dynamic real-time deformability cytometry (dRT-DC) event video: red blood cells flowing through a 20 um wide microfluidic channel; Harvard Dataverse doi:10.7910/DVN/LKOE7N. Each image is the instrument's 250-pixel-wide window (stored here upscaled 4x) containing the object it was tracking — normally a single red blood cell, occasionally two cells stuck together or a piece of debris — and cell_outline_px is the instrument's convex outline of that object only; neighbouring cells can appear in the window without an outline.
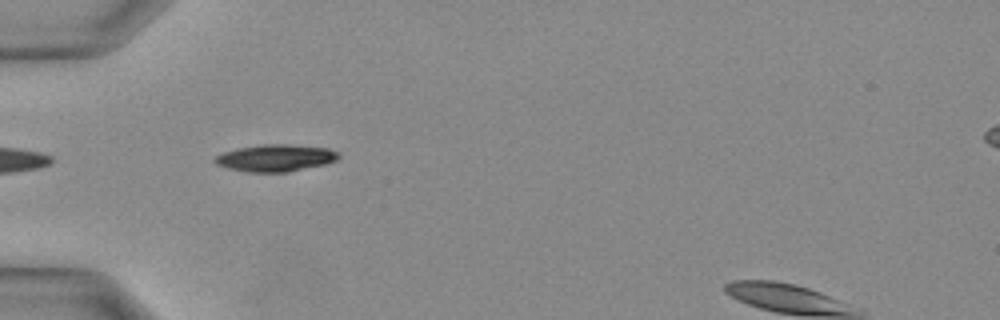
{"species": "Egyptian fruit bat (a non-hibernating species)", "species_latin": "Rousettus aegyptiacus", "temperature_condition": "warm", "stored_images_in_passage": 24, "camera_frame_rate_fps": 3000, "um_per_image_px": 0.085, "animal": {"sex": "female"}, "frame": {"image": 1, "passage_image": 4, "time_ms": 1.0, "image_size_px": [1000, 320], "cell_outline_px": [[340, 156], [336, 160], [324, 164], [288, 172], [248, 172], [228, 168], [216, 164], [212, 160], [216, 156], [224, 152], [236, 148], [260, 144], [288, 144], [328, 148], [336, 152]], "centroid_in_image_um": [23.38, 13.42], "position_along_channel_um": 61.6, "area_um2": 19.42}}
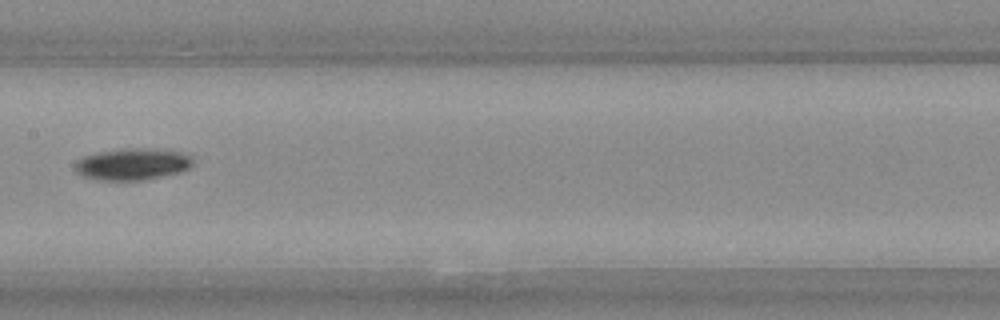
{"frame": {"image": 2, "passage_image": 11, "time_ms": 3.333, "image_size_px": [1000, 320], "cell_outline_px": [[192, 164], [188, 168], [180, 172], [144, 180], [100, 180], [84, 176], [76, 172], [76, 164], [84, 156], [96, 152], [124, 148], [164, 148], [180, 152], [188, 156], [192, 160]], "centroid_in_image_um": [11.28, 13.94], "position_along_channel_um": 196.1, "area_um2": 21.73}}